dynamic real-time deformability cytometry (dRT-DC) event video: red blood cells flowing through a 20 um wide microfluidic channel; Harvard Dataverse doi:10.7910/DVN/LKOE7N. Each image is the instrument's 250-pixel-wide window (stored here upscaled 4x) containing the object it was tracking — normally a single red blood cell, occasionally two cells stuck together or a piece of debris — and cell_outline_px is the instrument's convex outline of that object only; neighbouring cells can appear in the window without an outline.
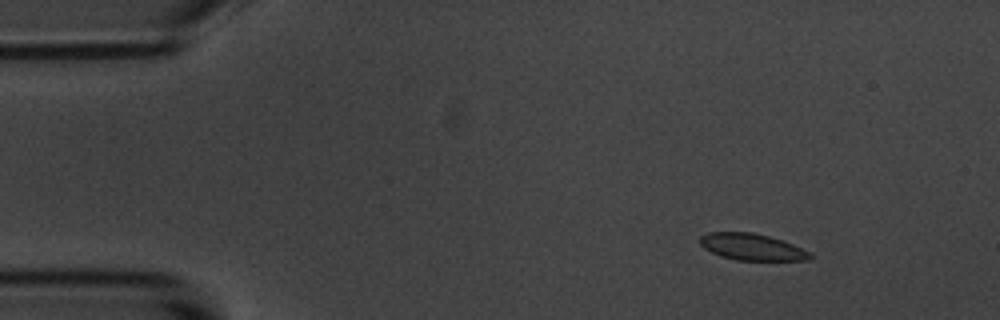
{"species": "common noctule bat (a hibernating species)", "species_latin": "Nyctalus noctula", "temperature_condition": "room temperature", "stored_images_in_passage": 7, "camera_frame_rate_fps": 3000, "um_per_image_px": 0.085, "animal": {"sex": "male", "body_mass_g": 20.1, "forearm_length_mm": 53.5}, "frame": {"image": 1, "passage_image": 2, "time_ms": 1.0, "image_size_px": [1000, 320], "cell_outline_px": [[812, 256], [808, 260], [736, 260], [720, 256], [704, 248], [700, 244], [700, 236], [708, 232], [752, 232], [768, 236], [792, 244], [812, 252]], "centroid_in_image_um": [63.9, 20.99], "position_along_channel_um": 21.1, "area_um2": 16.99}}
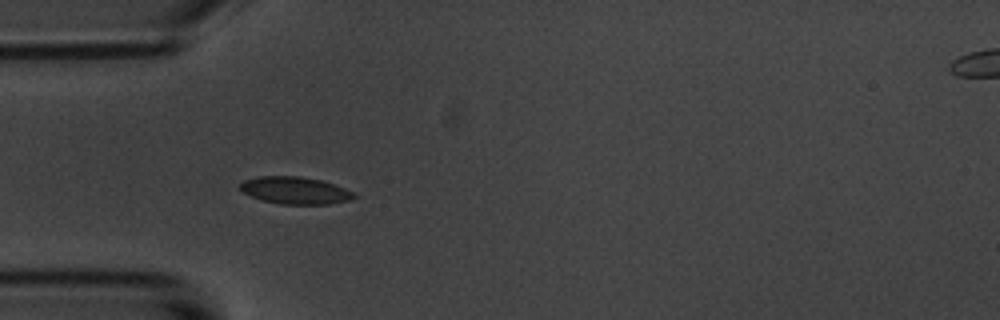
{"frame": {"image": 2, "passage_image": 5, "time_ms": 4.333, "image_size_px": [1000, 320], "cell_outline_px": [[356, 196], [348, 200], [328, 204], [280, 204], [260, 200], [244, 192], [240, 188], [240, 184], [244, 180], [260, 176], [300, 176], [320, 180], [344, 188], [352, 192]], "centroid_in_image_um": [25.05, 16.18], "position_along_channel_um": 60.0, "area_um2": 17.8}}
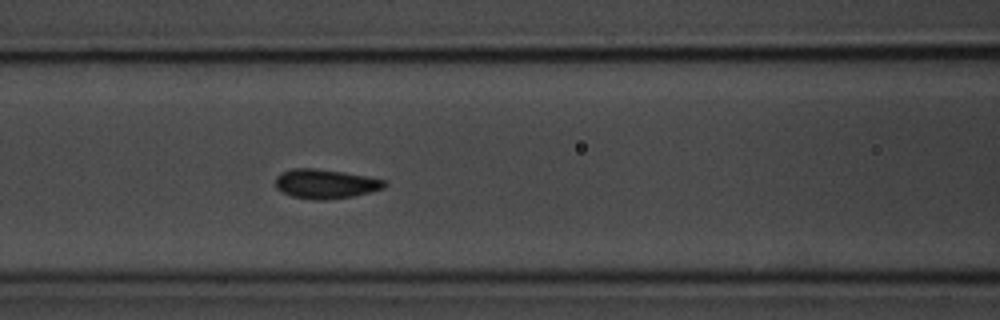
{"frame": {"image": 3, "passage_image": 7, "time_ms": 6.667, "image_size_px": [1000, 320], "cell_outline_px": [[388, 184], [384, 188], [372, 192], [352, 196], [324, 200], [316, 200], [292, 196], [280, 192], [276, 188], [276, 176], [280, 172], [292, 168], [312, 168], [340, 172], [388, 180]], "centroid_in_image_um": [27.66, 15.63], "position_along_channel_um": 138.9, "area_um2": 18.67}}